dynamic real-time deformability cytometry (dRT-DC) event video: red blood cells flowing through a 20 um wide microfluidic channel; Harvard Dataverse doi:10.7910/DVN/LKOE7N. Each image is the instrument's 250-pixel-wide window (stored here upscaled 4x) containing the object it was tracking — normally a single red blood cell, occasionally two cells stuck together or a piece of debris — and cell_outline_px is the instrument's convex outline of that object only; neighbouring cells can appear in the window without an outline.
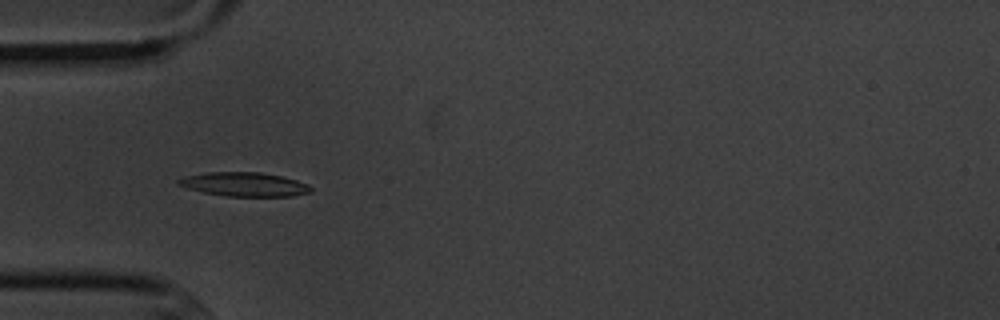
{"species": "common noctule bat (a hibernating species)", "species_latin": "Nyctalus noctula", "temperature_condition": "cold", "stored_images_in_passage": 6, "camera_frame_rate_fps": 3000, "um_per_image_px": 0.085, "animal": {"sex": "male", "body_mass_g": 20.1, "forearm_length_mm": 53.5}, "frame": {"image": 1, "passage_image": 5, "time_ms": 4.667, "image_size_px": [1000, 320], "cell_outline_px": [[312, 192], [292, 196], [224, 196], [204, 192], [188, 188], [176, 184], [176, 180], [184, 176], [204, 172], [260, 172], [280, 176], [296, 180], [308, 184], [312, 188]], "centroid_in_image_um": [20.74, 15.66], "position_along_channel_um": 64.3, "area_um2": 18.55}}
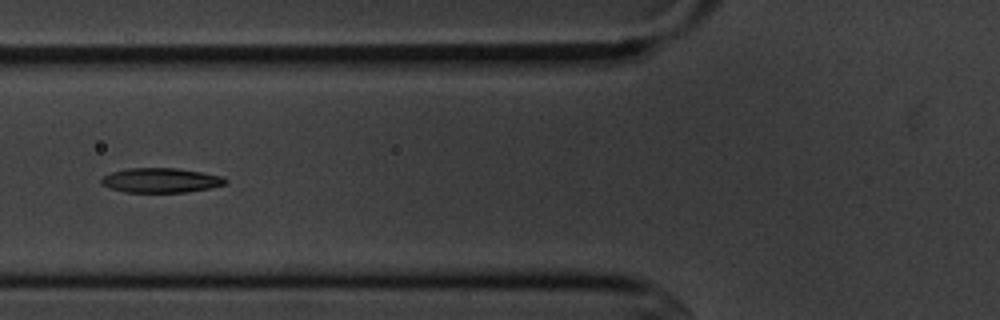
{"frame": {"image": 2, "passage_image": 6, "time_ms": 6.0, "image_size_px": [1000, 320], "cell_outline_px": [[228, 180], [224, 184], [208, 188], [184, 192], [124, 192], [108, 188], [100, 184], [100, 180], [104, 176], [112, 172], [128, 168], [176, 168], [200, 172], [220, 176]], "centroid_in_image_um": [13.6, 15.33], "position_along_channel_um": 112.2, "area_um2": 17.63}}